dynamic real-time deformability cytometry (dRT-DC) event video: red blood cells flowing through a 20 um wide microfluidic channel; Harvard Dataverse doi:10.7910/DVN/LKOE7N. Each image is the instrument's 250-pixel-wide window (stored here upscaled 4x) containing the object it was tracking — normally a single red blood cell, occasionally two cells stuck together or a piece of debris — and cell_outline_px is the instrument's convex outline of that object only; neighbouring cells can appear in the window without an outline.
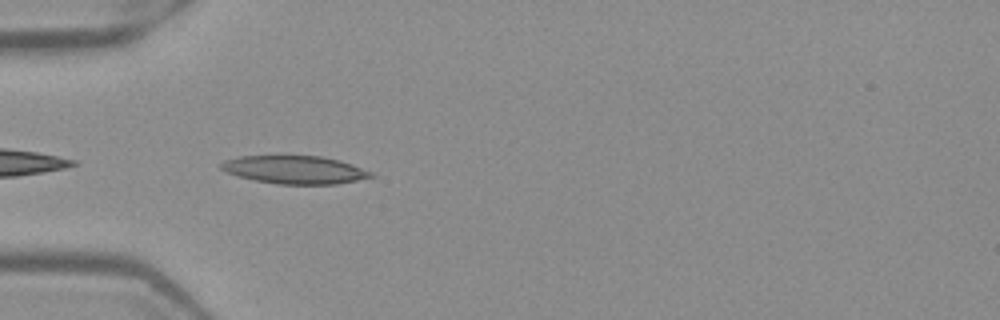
{"species": "Egyptian fruit bat (a non-hibernating species)", "species_latin": "Rousettus aegyptiacus", "temperature_condition": "warm", "stored_images_in_passage": 37, "camera_frame_rate_fps": 3000, "um_per_image_px": 0.085, "frame": {"image": 1, "passage_image": 2, "time_ms": 0.333, "image_size_px": [1000, 320], "cell_outline_px": [[376, 176], [336, 184], [276, 184], [256, 180], [240, 176], [228, 172], [220, 168], [220, 164], [224, 160], [240, 156], [320, 156], [340, 160], [352, 164], [372, 172]], "centroid_in_image_um": [25.08, 14.42], "position_along_channel_um": 59.9, "area_um2": 24.28}}
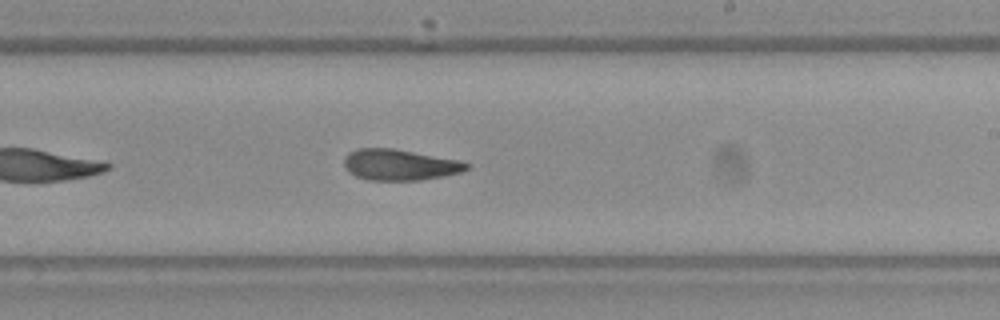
{"frame": {"image": 2, "passage_image": 17, "time_ms": 5.333, "image_size_px": [1000, 320], "cell_outline_px": [[472, 164], [468, 168], [460, 172], [444, 176], [420, 180], [368, 180], [356, 176], [348, 172], [344, 168], [344, 156], [348, 152], [356, 148], [392, 148], [460, 160]], "centroid_in_image_um": [33.95, 14.0], "position_along_channel_um": 255.1, "area_um2": 22.31}}
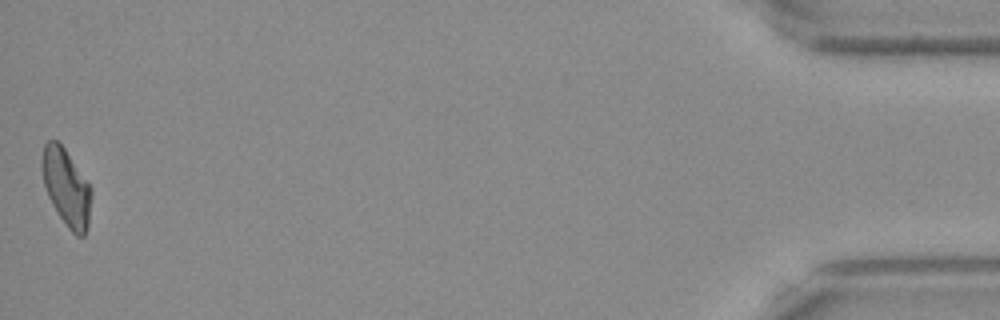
{"frame": {"image": 3, "passage_image": 37, "time_ms": 12.0, "image_size_px": [1000, 320], "cell_outline_px": [[92, 196], [88, 224], [84, 236], [76, 236], [68, 228], [52, 204], [48, 196], [44, 184], [40, 164], [40, 160], [44, 144], [48, 140], [56, 140], [64, 148], [92, 188]], "centroid_in_image_um": [5.63, 15.92], "position_along_channel_um": 429.6, "area_um2": 22.14}, "authors_computed_cell_mechanics": {"area_um2": 22.7154, "velocity_mm_per_s": 3.9827, "shape_relaxation_time_tau1_ms": 9.8525, "shape_relaxation_time_tau2_ms": 3.8781, "deformation_change_tau1": 0.2388, "deformation_change_tau2": 0.1061}}